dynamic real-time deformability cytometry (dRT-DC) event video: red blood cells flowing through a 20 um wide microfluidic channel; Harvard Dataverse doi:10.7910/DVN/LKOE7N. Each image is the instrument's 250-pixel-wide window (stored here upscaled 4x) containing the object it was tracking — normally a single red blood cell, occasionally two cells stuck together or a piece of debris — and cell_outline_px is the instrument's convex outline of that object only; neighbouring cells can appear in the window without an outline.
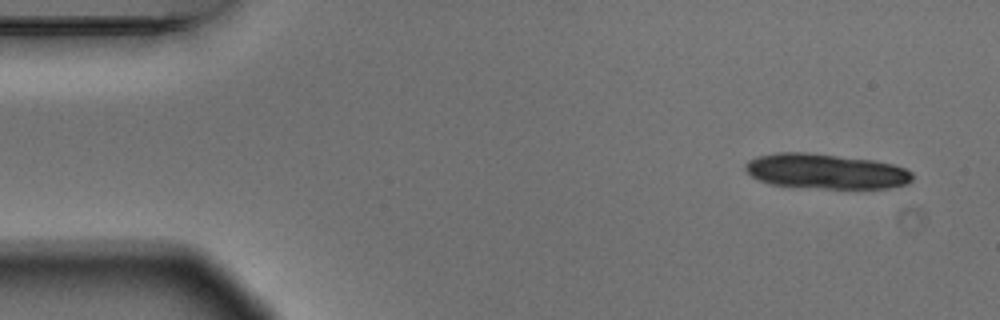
{"species": "Egyptian fruit bat (a non-hibernating species)", "species_latin": "Rousettus aegyptiacus", "temperature_condition": "warm", "stored_images_in_passage": 4, "camera_frame_rate_fps": 3000, "um_per_image_px": 0.085, "animal": {"sex": "male"}, "frame": {"image": 1, "passage_image": 1, "time_ms": 0.0, "image_size_px": [1000, 320], "cell_outline_px": [[912, 180], [908, 184], [888, 188], [824, 188], [772, 184], [760, 180], [752, 176], [744, 168], [744, 164], [748, 160], [756, 156], [776, 152], [804, 152], [872, 160], [892, 164], [904, 168], [912, 172]], "centroid_in_image_um": [70.18, 14.55], "position_along_channel_um": 14.8, "area_um2": 33.87}}